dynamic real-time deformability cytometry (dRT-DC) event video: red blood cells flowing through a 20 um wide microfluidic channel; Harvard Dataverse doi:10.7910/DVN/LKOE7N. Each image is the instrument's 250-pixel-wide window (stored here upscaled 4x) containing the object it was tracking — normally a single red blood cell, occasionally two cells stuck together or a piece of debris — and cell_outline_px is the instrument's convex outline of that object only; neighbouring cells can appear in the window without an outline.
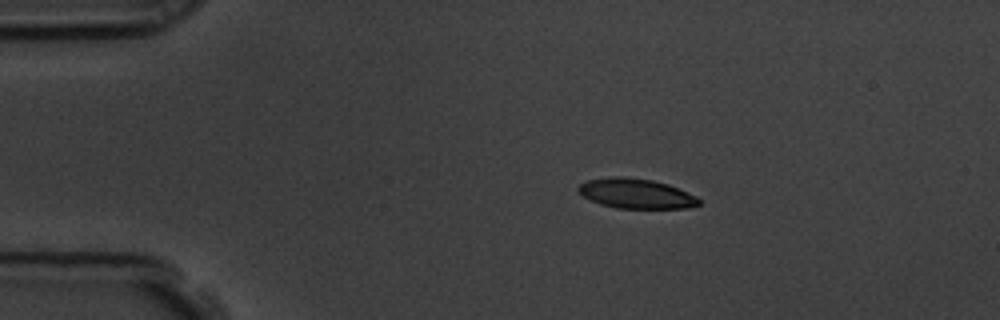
{"species": "common noctule bat (a hibernating species)", "species_latin": "Nyctalus noctula", "temperature_condition": "room temperature", "stored_images_in_passage": 57, "camera_frame_rate_fps": 3000, "um_per_image_px": 0.085, "animal": {"sex": "male", "body_mass_g": 19.5, "forearm_length_mm": 54.6}, "frame": {"image": 1, "passage_image": 10, "time_ms": 3.0, "image_size_px": [1000, 320], "cell_outline_px": [[700, 204], [688, 208], [616, 208], [600, 204], [584, 196], [576, 188], [580, 184], [588, 180], [616, 176], [620, 176], [652, 180], [668, 184], [696, 196], [700, 200]], "centroid_in_image_um": [54.07, 16.45], "position_along_channel_um": 30.9, "area_um2": 20.75}}
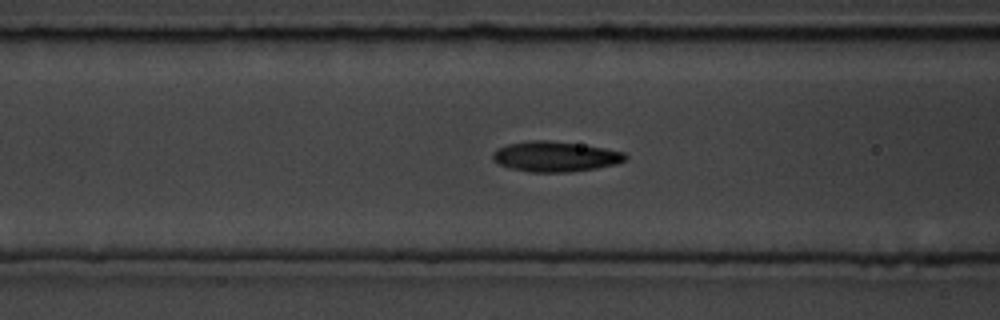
{"frame": {"image": 2, "passage_image": 22, "time_ms": 7.0, "image_size_px": [1000, 320], "cell_outline_px": [[628, 156], [624, 160], [616, 164], [596, 168], [568, 172], [532, 172], [512, 168], [496, 164], [492, 160], [492, 152], [496, 148], [508, 144], [528, 140], [548, 140], [604, 148], [624, 152]], "centroid_in_image_um": [47.14, 13.3], "position_along_channel_um": 119.5, "area_um2": 23.35}}
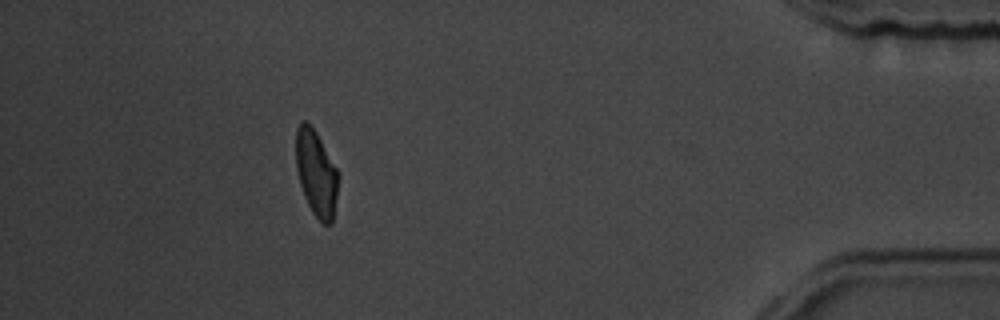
{"frame": {"image": 3, "passage_image": 51, "time_ms": 16.667, "image_size_px": [1000, 320], "cell_outline_px": [[340, 176], [332, 224], [324, 224], [312, 212], [304, 196], [300, 184], [296, 168], [296, 128], [300, 120], [308, 120], [316, 132], [340, 172]], "centroid_in_image_um": [26.89, 14.68], "position_along_channel_um": 408.3, "area_um2": 21.62}, "authors_computed_cell_mechanics": {"area_um2": 21.9062, "velocity_mm_per_s": 3.5463, "shape_relaxation_time_tau1_ms": 3.0637, "shape_relaxation_time_tau2_ms": 2.1543, "deformation_change_tau1": 0.1302, "deformation_change_tau2": 0.0749}}